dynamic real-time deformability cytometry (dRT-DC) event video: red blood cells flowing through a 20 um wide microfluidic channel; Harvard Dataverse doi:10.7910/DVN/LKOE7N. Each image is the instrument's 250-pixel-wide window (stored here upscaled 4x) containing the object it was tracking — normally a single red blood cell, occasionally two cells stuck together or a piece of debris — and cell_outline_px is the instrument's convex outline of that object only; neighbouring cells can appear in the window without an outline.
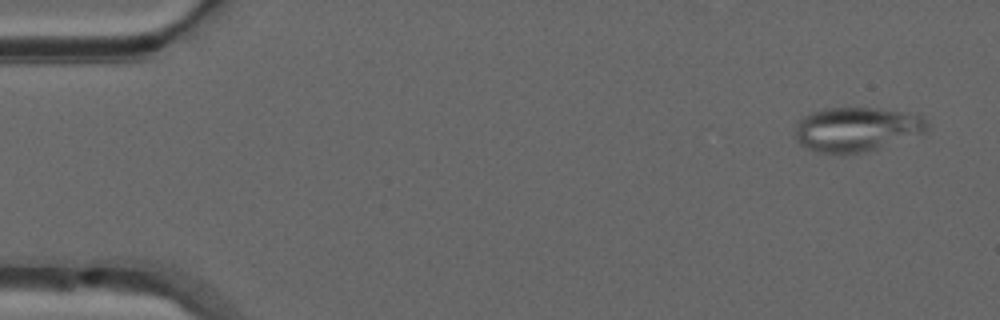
{"species": "common noctule bat (a hibernating species)", "species_latin": "Nyctalus noctula", "temperature_condition": "warm", "stored_images_in_passage": 50, "camera_frame_rate_fps": 3000, "um_per_image_px": 0.085, "animal": {"sex": "male", "forearm_length_mm": 52.5}, "frame": {"image": 1, "passage_image": 3, "time_ms": 0.667, "image_size_px": [1000, 320], "cell_outline_px": [[928, 132], [872, 152], [844, 156], [840, 156], [820, 152], [808, 148], [800, 144], [796, 140], [796, 124], [804, 116], [812, 112], [824, 108], [876, 108], [900, 112], [920, 116], [928, 124]], "centroid_in_image_um": [72.82, 11.04], "position_along_channel_um": 12.2, "area_um2": 34.8}}
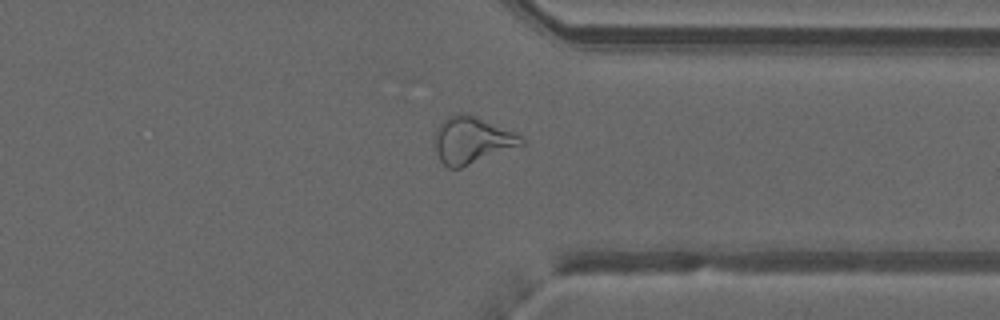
{"frame": {"image": 2, "passage_image": 39, "time_ms": 12.667, "image_size_px": [1000, 320], "cell_outline_px": [[524, 144], [460, 168], [448, 168], [440, 160], [432, 148], [436, 128], [448, 116], [460, 112], [468, 112], [512, 132], [520, 136], [524, 140]], "centroid_in_image_um": [40.03, 11.91], "position_along_channel_um": 371.4, "area_um2": 23.64}}
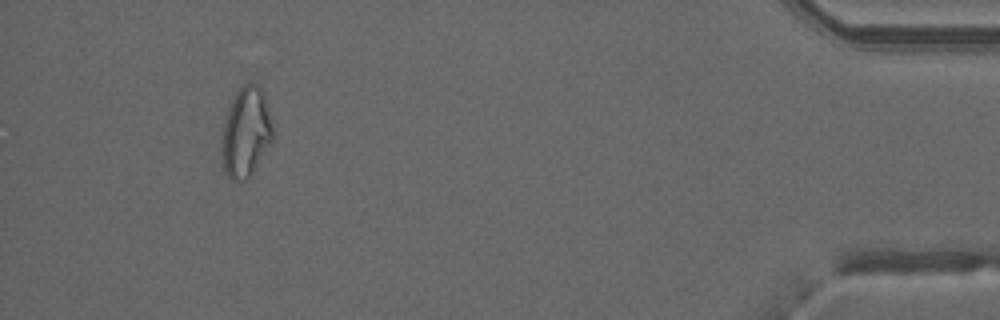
{"frame": {"image": 3, "passage_image": 47, "time_ms": 15.333, "image_size_px": [1000, 320], "cell_outline_px": [[276, 140], [248, 176], [244, 180], [228, 180], [224, 172], [224, 120], [232, 96], [244, 84], [252, 80], [260, 84], [264, 92], [268, 104]], "centroid_in_image_um": [20.98, 11.16], "position_along_channel_um": 414.2, "area_um2": 27.05}, "authors_computed_cell_mechanics": {"area_um2": 26.2701, "velocity_mm_per_s": 4.0473, "shape_relaxation_time_tau1_ms": null, "shape_relaxation_time_tau2_ms": 2.1684, "deformation_change_tau1": null, "deformation_change_tau2": 0.1228}}